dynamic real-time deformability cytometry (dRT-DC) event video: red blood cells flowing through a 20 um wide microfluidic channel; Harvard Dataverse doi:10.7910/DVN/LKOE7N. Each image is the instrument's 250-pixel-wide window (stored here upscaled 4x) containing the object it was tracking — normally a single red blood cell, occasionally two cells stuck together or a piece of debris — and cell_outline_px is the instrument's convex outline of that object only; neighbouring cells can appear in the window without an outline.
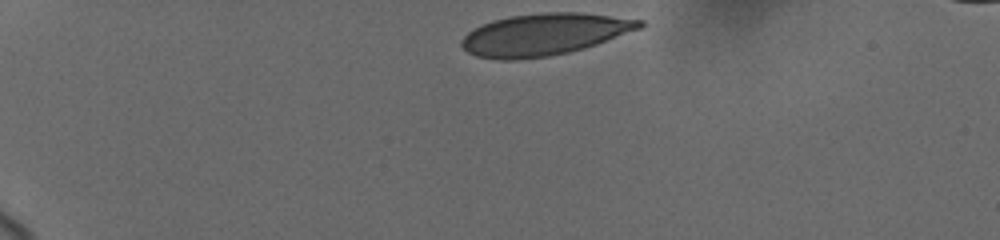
{"species": "human", "species_latin": "Homo sapiens", "temperature_condition": "cold", "stored_images_in_passage": 5, "camera_frame_rate_fps": 3000, "um_per_image_px": 0.085, "donor": {"sex": "female"}, "frame": {"image": 1, "passage_image": 1, "time_ms": 0.0, "image_size_px": [1000, 240], "cell_outline_px": [[644, 24], [640, 28], [596, 44], [584, 48], [568, 52], [548, 56], [516, 60], [500, 60], [476, 56], [468, 52], [460, 44], [460, 40], [472, 28], [492, 20], [508, 16], [544, 12], [580, 12], [644, 20]], "centroid_in_image_um": [46.21, 2.92], "position_along_channel_um": 38.8, "area_um2": 43.41}}
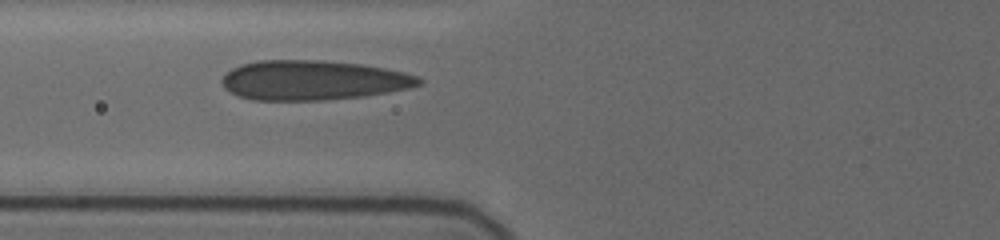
{"frame": {"image": 2, "passage_image": 4, "time_ms": 3.667, "image_size_px": [1000, 240], "cell_outline_px": [[424, 80], [420, 84], [408, 88], [388, 92], [360, 96], [324, 100], [252, 100], [240, 96], [224, 88], [220, 80], [232, 68], [240, 64], [256, 60], [320, 60], [360, 64], [384, 68], [404, 72], [416, 76]], "centroid_in_image_um": [26.57, 6.81], "position_along_channel_um": 99.2, "area_um2": 45.37}}